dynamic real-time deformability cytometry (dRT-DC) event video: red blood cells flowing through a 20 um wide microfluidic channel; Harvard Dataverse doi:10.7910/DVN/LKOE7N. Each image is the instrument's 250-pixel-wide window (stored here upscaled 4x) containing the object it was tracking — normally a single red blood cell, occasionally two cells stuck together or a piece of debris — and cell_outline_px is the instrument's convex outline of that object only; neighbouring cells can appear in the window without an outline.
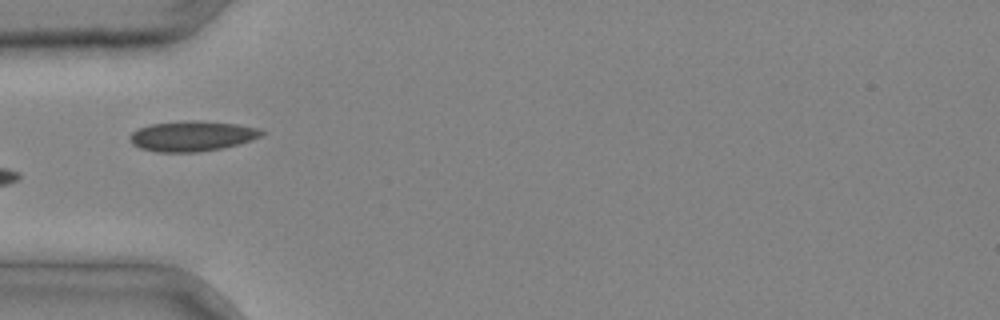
{"species": "common noctule bat (a hibernating species)", "species_latin": "Nyctalus noctula", "temperature_condition": "cold", "stored_images_in_passage": 4, "camera_frame_rate_fps": 3000, "um_per_image_px": 0.085, "animal": {"sex": "male", "body_mass_g": 20.4}, "frame": {"image": 1, "passage_image": 3, "time_ms": 0.667, "image_size_px": [1000, 320], "cell_outline_px": [[264, 132], [260, 136], [252, 140], [240, 144], [224, 148], [196, 152], [156, 152], [140, 148], [132, 144], [132, 132], [140, 128], [152, 124], [188, 120], [200, 120], [236, 124], [256, 128]], "centroid_in_image_um": [16.35, 11.57], "position_along_channel_um": 68.7, "area_um2": 23.06}}